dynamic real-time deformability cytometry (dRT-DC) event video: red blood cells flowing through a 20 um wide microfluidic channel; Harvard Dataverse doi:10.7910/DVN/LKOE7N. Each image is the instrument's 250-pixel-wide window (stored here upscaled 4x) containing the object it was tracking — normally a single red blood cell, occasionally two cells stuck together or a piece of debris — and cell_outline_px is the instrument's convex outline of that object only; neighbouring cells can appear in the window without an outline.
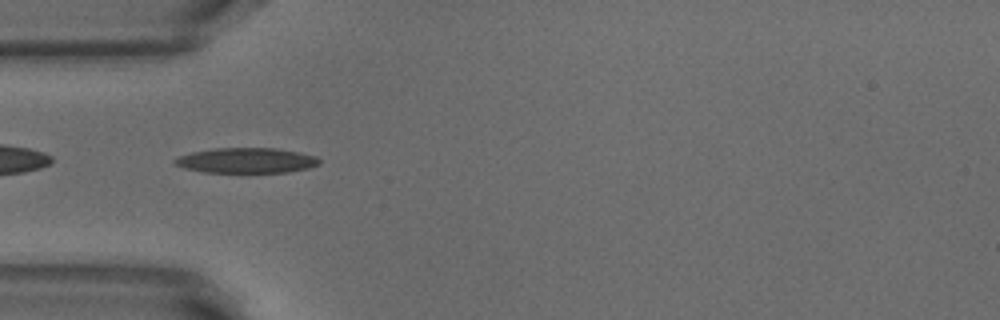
{"species": "common noctule bat (a hibernating species)", "species_latin": "Nyctalus noctula", "temperature_condition": "warm", "stored_images_in_passage": 44, "camera_frame_rate_fps": 3000, "um_per_image_px": 0.085, "animal": {"sex": "male", "body_mass_g": 18.8}, "frame": {"image": 1, "passage_image": 8, "time_ms": 2.333, "image_size_px": [1000, 320], "cell_outline_px": [[320, 164], [308, 168], [288, 172], [204, 172], [184, 168], [172, 164], [172, 160], [176, 156], [192, 152], [212, 148], [276, 148], [300, 152], [316, 156], [320, 160]], "centroid_in_image_um": [20.9, 13.63], "position_along_channel_um": 64.1, "area_um2": 21.44}}
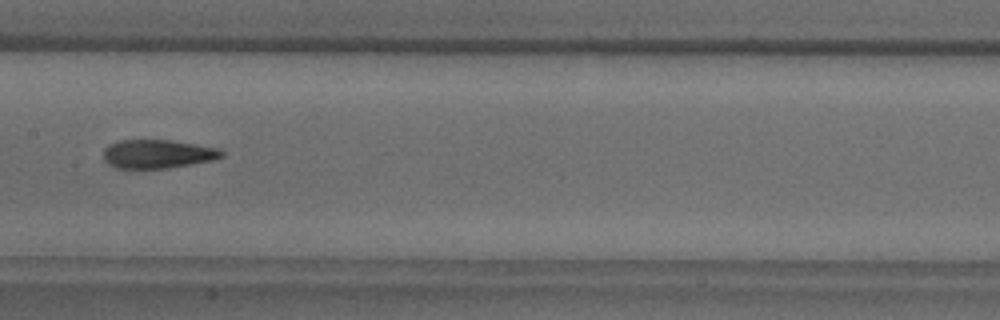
{"frame": {"image": 2, "passage_image": 18, "time_ms": 5.667, "image_size_px": [1000, 320], "cell_outline_px": [[224, 156], [212, 160], [168, 168], [116, 168], [108, 164], [104, 160], [104, 148], [108, 144], [116, 140], [172, 140], [220, 148], [224, 152]], "centroid_in_image_um": [13.39, 13.07], "position_along_channel_um": 194.0, "area_um2": 19.88}}
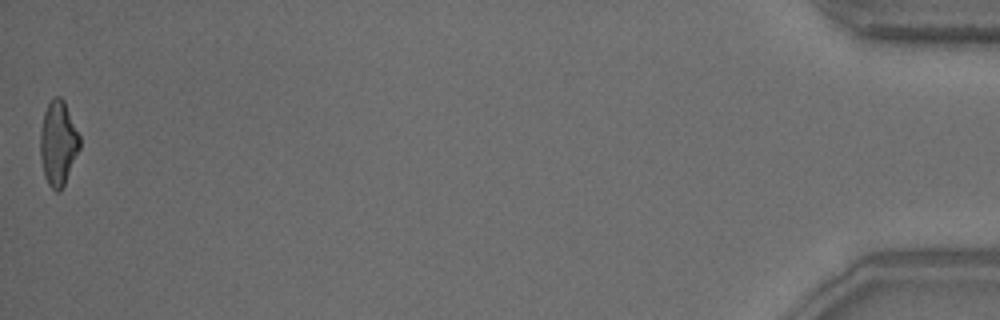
{"frame": {"image": 3, "passage_image": 44, "time_ms": 14.333, "image_size_px": [1000, 320], "cell_outline_px": [[80, 148], [64, 184], [60, 192], [56, 192], [48, 184], [44, 176], [40, 156], [40, 132], [44, 112], [48, 104], [56, 96], [60, 96], [64, 100], [80, 136]], "centroid_in_image_um": [4.94, 12.18], "position_along_channel_um": 430.3, "area_um2": 19.36}, "authors_computed_cell_mechanics": {"area_um2": 20.1144, "velocity_mm_per_s": 3.8749, "shape_relaxation_time_tau1_ms": 5.1009, "shape_relaxation_time_tau2_ms": 1.984, "deformation_change_tau1": 0.1983, "deformation_change_tau2": 0.1115}}